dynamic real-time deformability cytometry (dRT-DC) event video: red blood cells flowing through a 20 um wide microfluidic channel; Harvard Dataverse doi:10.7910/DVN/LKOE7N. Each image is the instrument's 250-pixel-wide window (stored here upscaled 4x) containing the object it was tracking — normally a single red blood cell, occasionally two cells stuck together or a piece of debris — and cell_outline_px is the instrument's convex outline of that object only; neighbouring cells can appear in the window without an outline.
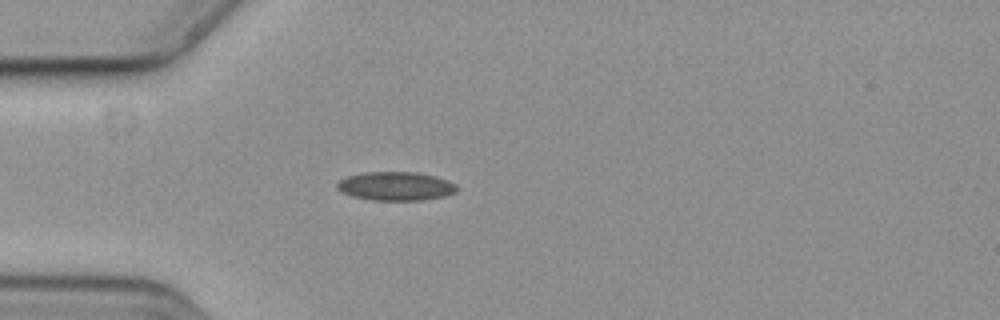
{"species": "common noctule bat (a hibernating species)", "species_latin": "Nyctalus noctula", "temperature_condition": "cold", "stored_images_in_passage": 9, "camera_frame_rate_fps": 3000, "um_per_image_px": 0.085, "animal": {"sex": "female", "body_mass_g": 19.3, "forearm_length_mm": 54.1}, "frame": {"image": 1, "passage_image": 1, "time_ms": 0.0, "image_size_px": [1000, 320], "cell_outline_px": [[456, 192], [444, 196], [424, 200], [372, 200], [352, 196], [340, 192], [336, 188], [336, 184], [340, 180], [348, 176], [364, 172], [416, 172], [436, 176], [448, 180], [456, 184]], "centroid_in_image_um": [33.63, 15.82], "position_along_channel_um": 51.4, "area_um2": 20.11}}
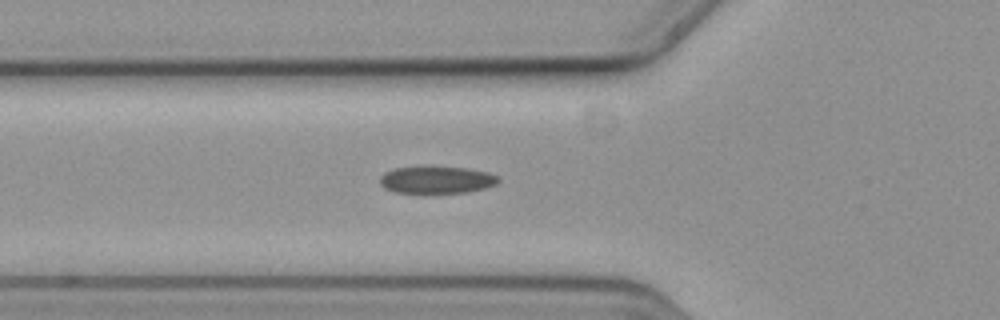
{"frame": {"image": 2, "passage_image": 5, "time_ms": 1.333, "image_size_px": [1000, 320], "cell_outline_px": [[500, 180], [496, 184], [484, 188], [468, 192], [396, 192], [384, 188], [380, 184], [380, 176], [384, 172], [396, 168], [428, 164], [468, 168], [488, 172], [496, 176]], "centroid_in_image_um": [37.09, 15.23], "position_along_channel_um": 88.7, "area_um2": 19.19}}
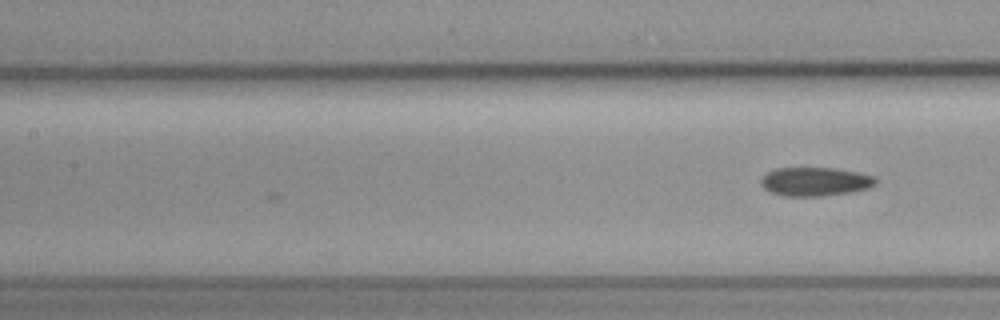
{"frame": {"image": 3, "passage_image": 9, "time_ms": 2.667, "image_size_px": [1000, 320], "cell_outline_px": [[876, 184], [868, 188], [852, 192], [816, 196], [784, 196], [772, 192], [764, 188], [760, 184], [760, 180], [768, 172], [776, 168], [832, 168], [860, 172], [876, 176]], "centroid_in_image_um": [69.31, 15.43], "position_along_channel_um": 138.1, "area_um2": 19.19}}